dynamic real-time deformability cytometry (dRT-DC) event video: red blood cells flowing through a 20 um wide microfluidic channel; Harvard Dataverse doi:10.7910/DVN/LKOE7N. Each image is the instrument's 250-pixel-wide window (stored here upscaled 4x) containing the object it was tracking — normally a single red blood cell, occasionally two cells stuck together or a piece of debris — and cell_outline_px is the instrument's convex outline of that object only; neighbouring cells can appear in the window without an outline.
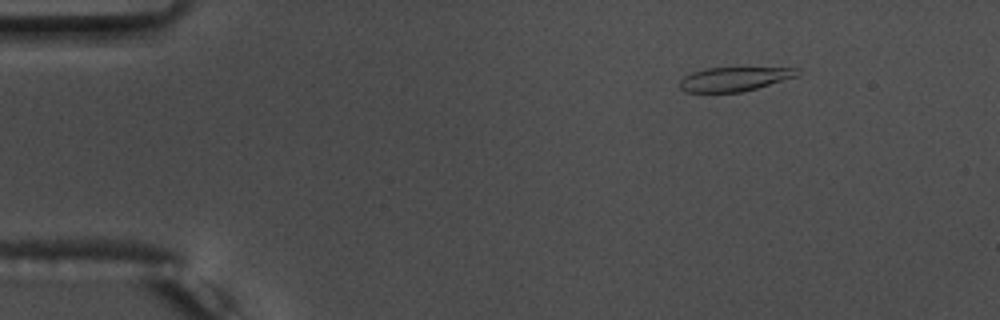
{"species": "common noctule bat (a hibernating species)", "species_latin": "Nyctalus noctula", "temperature_condition": "warm", "stored_images_in_passage": 48, "camera_frame_rate_fps": 3000, "um_per_image_px": 0.085, "animal": {"sex": "male", "body_mass_g": 17.5, "forearm_length_mm": 52.3}, "frame": {"image": 1, "passage_image": 1, "time_ms": 0.0, "image_size_px": [1000, 320], "cell_outline_px": [[800, 72], [796, 76], [756, 88], [740, 92], [684, 92], [680, 88], [680, 80], [684, 76], [692, 72], [704, 68], [796, 68]], "centroid_in_image_um": [62.35, 6.72], "position_along_channel_um": 22.7, "area_um2": 16.24}}
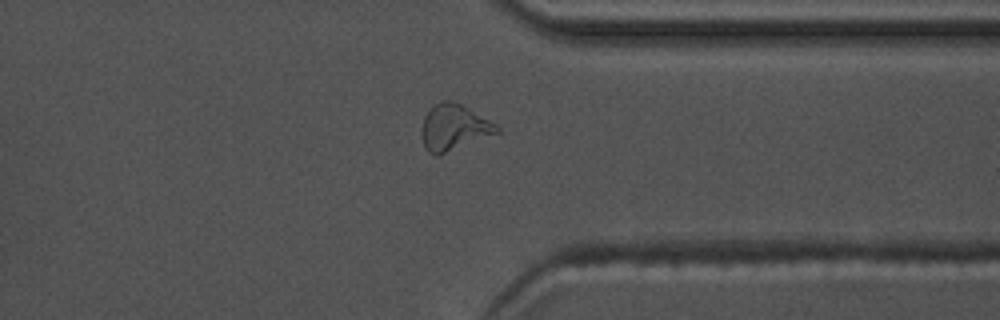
{"frame": {"image": 2, "passage_image": 36, "time_ms": 11.667, "image_size_px": [1000, 320], "cell_outline_px": [[500, 132], [436, 156], [428, 152], [424, 144], [424, 116], [428, 108], [432, 104], [440, 100], [452, 100], [468, 108], [496, 124], [500, 128]], "centroid_in_image_um": [38.59, 10.8], "position_along_channel_um": 372.8, "area_um2": 19.77}}
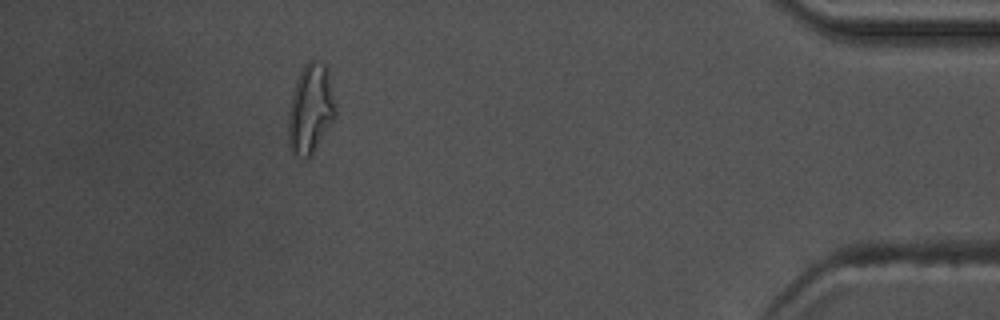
{"frame": {"image": 3, "passage_image": 43, "time_ms": 14.0, "image_size_px": [1000, 320], "cell_outline_px": [[336, 116], [312, 152], [308, 156], [292, 156], [288, 144], [288, 112], [292, 92], [296, 80], [304, 64], [308, 60], [316, 60], [324, 64], [328, 68], [336, 108]], "centroid_in_image_um": [26.38, 9.22], "position_along_channel_um": 408.8, "area_um2": 24.62}, "authors_computed_cell_mechanics": {"area_um2": 17.9469, "velocity_mm_per_s": 3.7403, "shape_relaxation_time_tau1_ms": null, "shape_relaxation_time_tau2_ms": 3.0575, "deformation_change_tau1": null, "deformation_change_tau2": 0.1391}}